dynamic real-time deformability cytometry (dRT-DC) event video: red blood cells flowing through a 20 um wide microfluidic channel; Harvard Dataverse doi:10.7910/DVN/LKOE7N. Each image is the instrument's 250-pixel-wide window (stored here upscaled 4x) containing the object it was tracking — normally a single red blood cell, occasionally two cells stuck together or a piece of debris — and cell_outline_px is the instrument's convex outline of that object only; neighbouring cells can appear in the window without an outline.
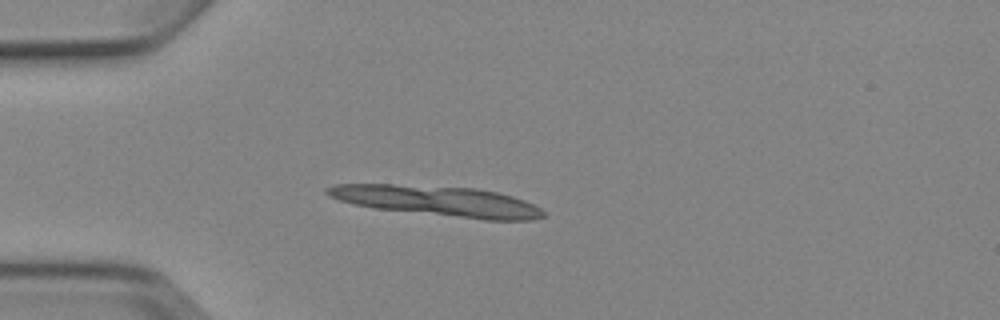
{"species": "Egyptian fruit bat (a non-hibernating species)", "species_latin": "Rousettus aegyptiacus", "temperature_condition": "cold", "stored_images_in_passage": 3, "segment_of_instrument_passage": [1, 2], "camera_frame_rate_fps": 3000, "um_per_image_px": 0.085, "animal": {"sex": "female"}, "frame": {"image": 1, "passage_image": 1, "time_ms": 0.0, "image_size_px": [1000, 320], "cell_outline_px": [[544, 216], [532, 220], [484, 220], [376, 208], [356, 204], [340, 200], [328, 196], [324, 192], [324, 188], [332, 184], [392, 184], [476, 188], [496, 192], [512, 196], [524, 200], [540, 208], [544, 212]], "centroid_in_image_um": [37.18, 17.08], "position_along_channel_um": 47.8, "area_um2": 37.97}}